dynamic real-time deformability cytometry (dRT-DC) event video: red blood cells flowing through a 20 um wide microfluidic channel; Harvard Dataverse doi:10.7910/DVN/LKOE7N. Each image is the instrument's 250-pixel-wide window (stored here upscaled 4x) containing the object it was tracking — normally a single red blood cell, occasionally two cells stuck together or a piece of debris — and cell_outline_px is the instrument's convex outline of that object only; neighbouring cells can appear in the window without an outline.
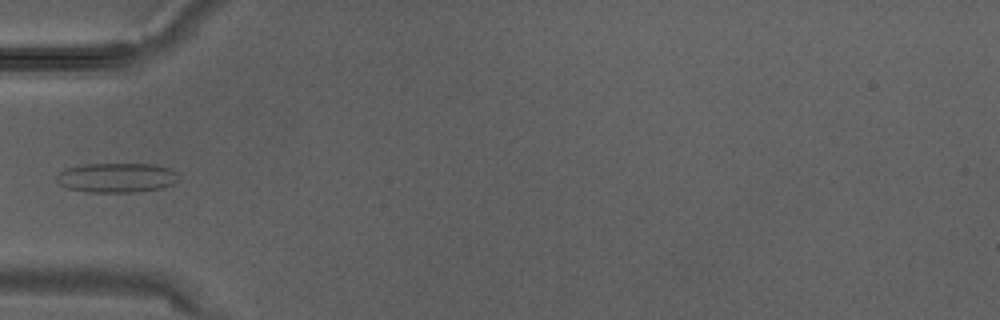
{"species": "Egyptian fruit bat (a non-hibernating species)", "species_latin": "Rousettus aegyptiacus", "temperature_condition": "warm", "stored_images_in_passage": 1, "camera_frame_rate_fps": 3000, "um_per_image_px": 0.085, "animal": {"sex": "male"}, "frame": {"image": 1, "passage_image": 1, "time_ms": 0.0, "image_size_px": [1000, 320], "cell_outline_px": [[176, 180], [172, 184], [160, 188], [136, 192], [88, 192], [68, 188], [60, 184], [56, 180], [56, 176], [60, 172], [68, 168], [84, 164], [156, 164], [168, 168], [176, 172]], "centroid_in_image_um": [9.89, 15.1], "position_along_channel_um": 75.1, "area_um2": 20.81}}